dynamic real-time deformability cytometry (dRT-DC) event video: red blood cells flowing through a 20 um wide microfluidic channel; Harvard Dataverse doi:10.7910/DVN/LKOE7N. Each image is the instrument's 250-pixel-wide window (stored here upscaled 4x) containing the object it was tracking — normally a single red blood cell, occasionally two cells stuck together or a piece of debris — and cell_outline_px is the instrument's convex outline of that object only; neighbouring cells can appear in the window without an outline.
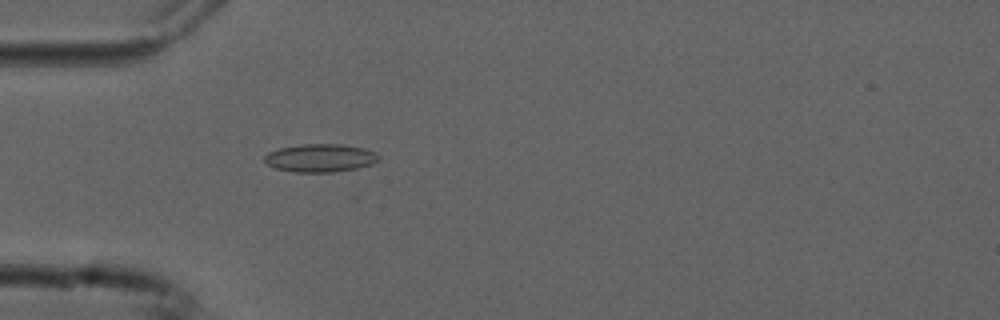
{"species": "common noctule bat (a hibernating species)", "species_latin": "Nyctalus noctula", "temperature_condition": "cold", "stored_images_in_passage": 47, "camera_frame_rate_fps": 3000, "um_per_image_px": 0.085, "animal": {"sex": "male", "forearm_length_mm": 52.5}, "frame": {"image": 1, "passage_image": 15, "time_ms": 4.667, "image_size_px": [1000, 320], "cell_outline_px": [[380, 160], [372, 164], [356, 168], [332, 172], [296, 172], [276, 168], [268, 164], [264, 160], [264, 156], [268, 152], [280, 148], [300, 144], [340, 144], [360, 148], [376, 152], [380, 156]], "centroid_in_image_um": [27.23, 13.42], "position_along_channel_um": 57.8, "area_um2": 18.55}}
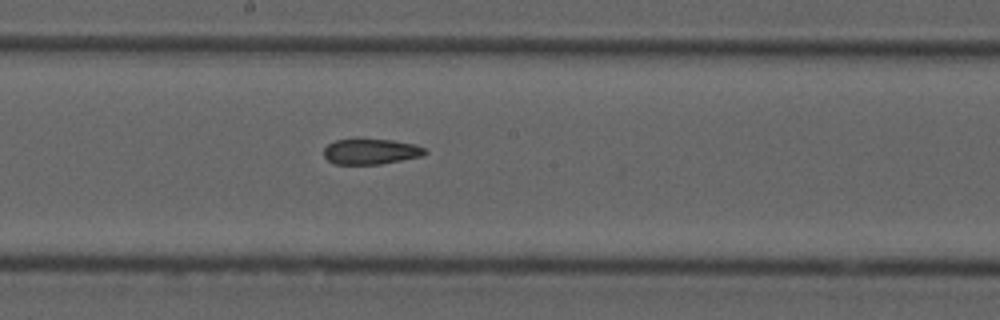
{"frame": {"image": 2, "passage_image": 28, "time_ms": 9.0, "image_size_px": [1000, 320], "cell_outline_px": [[428, 152], [420, 156], [380, 164], [336, 164], [328, 160], [324, 156], [324, 148], [328, 144], [336, 140], [392, 140], [416, 144], [424, 148]], "centroid_in_image_um": [31.52, 12.89], "position_along_channel_um": 216.7, "area_um2": 14.74}}
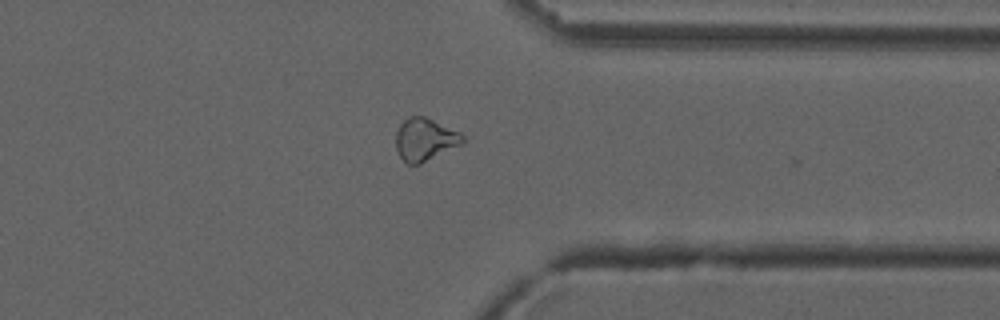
{"frame": {"image": 3, "passage_image": 41, "time_ms": 13.333, "image_size_px": [1000, 320], "cell_outline_px": [[464, 144], [420, 164], [408, 164], [400, 156], [396, 148], [396, 132], [400, 124], [408, 116], [424, 116], [460, 132], [464, 136]], "centroid_in_image_um": [36.14, 11.86], "position_along_channel_um": 375.3, "area_um2": 16.65}, "authors_computed_cell_mechanics": {"area_um2": 16.4152, "velocity_mm_per_s": 3.7684, "shape_relaxation_time_tau1_ms": null, "shape_relaxation_time_tau2_ms": 7.0638, "deformation_change_tau1": null, "deformation_change_tau2": 0.1441}}